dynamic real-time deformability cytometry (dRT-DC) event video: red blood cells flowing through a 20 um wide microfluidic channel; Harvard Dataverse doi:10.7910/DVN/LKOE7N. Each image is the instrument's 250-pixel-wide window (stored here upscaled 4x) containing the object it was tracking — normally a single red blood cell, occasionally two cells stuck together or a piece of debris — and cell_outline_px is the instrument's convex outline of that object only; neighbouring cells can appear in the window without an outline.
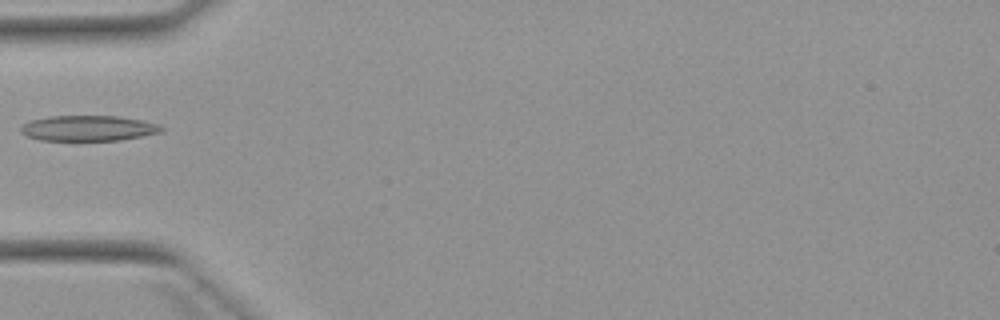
{"species": "Egyptian fruit bat (a non-hibernating species)", "species_latin": "Rousettus aegyptiacus", "temperature_condition": "warm", "stored_images_in_passage": 4, "camera_frame_rate_fps": 3000, "um_per_image_px": 0.085, "animal": {"sex": "female"}, "frame": {"image": 1, "passage_image": 4, "time_ms": 3.667, "image_size_px": [1000, 320], "cell_outline_px": [[164, 132], [120, 140], [40, 140], [28, 136], [20, 132], [20, 128], [28, 120], [48, 116], [120, 116], [160, 124], [164, 128]], "centroid_in_image_um": [7.52, 10.89], "position_along_channel_um": 77.5, "area_um2": 20.98}}